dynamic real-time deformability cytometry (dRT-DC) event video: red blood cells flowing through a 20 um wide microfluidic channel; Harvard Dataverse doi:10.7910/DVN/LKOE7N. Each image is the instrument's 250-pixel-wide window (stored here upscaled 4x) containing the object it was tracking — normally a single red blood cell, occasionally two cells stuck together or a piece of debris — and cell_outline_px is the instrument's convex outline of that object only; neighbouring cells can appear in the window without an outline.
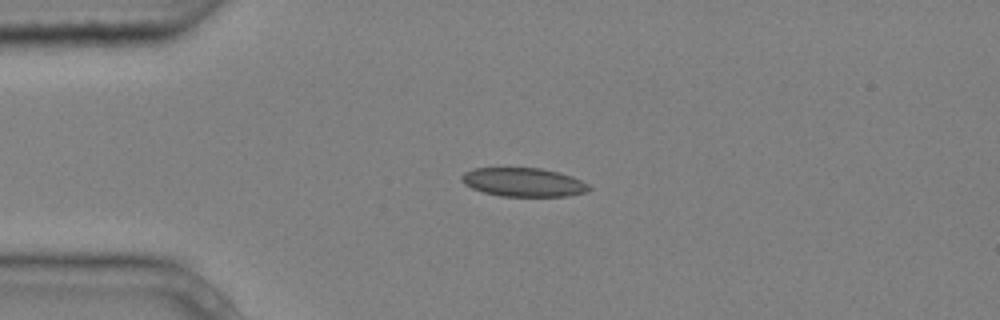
{"species": "common noctule bat (a hibernating species)", "species_latin": "Nyctalus noctula", "temperature_condition": "cold", "stored_images_in_passage": 2, "camera_frame_rate_fps": 3000, "um_per_image_px": 0.085, "animal": {"sex": "male", "body_mass_g": 20.4}, "frame": {"image": 1, "passage_image": 1, "time_ms": 0.0, "image_size_px": [1000, 320], "cell_outline_px": [[592, 188], [588, 192], [568, 196], [500, 196], [484, 192], [472, 188], [464, 184], [460, 180], [460, 176], [464, 172], [476, 168], [540, 168], [560, 172], [572, 176], [588, 184]], "centroid_in_image_um": [44.51, 15.49], "position_along_channel_um": 40.5, "area_um2": 21.44}}